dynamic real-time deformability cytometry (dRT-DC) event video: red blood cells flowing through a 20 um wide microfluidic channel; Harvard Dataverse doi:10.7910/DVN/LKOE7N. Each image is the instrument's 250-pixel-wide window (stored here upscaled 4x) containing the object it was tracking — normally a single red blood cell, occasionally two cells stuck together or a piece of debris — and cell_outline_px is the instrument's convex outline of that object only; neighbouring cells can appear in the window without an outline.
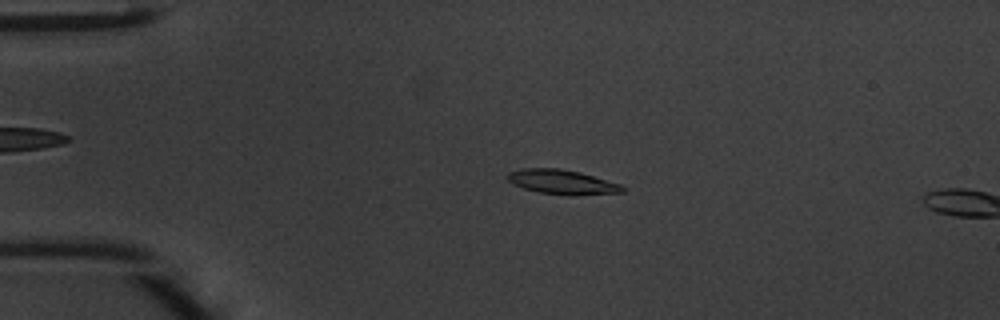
{"species": "common noctule bat (a hibernating species)", "species_latin": "Nyctalus noctula", "temperature_condition": "warm", "stored_images_in_passage": 12, "camera_frame_rate_fps": 3000, "um_per_image_px": 0.085, "animal": {"sex": "male", "body_mass_g": 20.1, "forearm_length_mm": 53.5}, "frame": {"image": 1, "passage_image": 10, "time_ms": 3.0, "image_size_px": [1000, 320], "cell_outline_px": [[624, 192], [572, 196], [568, 196], [540, 192], [524, 188], [512, 184], [504, 176], [508, 172], [520, 168], [560, 168], [580, 172], [620, 184], [624, 188]], "centroid_in_image_um": [47.73, 15.47], "position_along_channel_um": 37.3, "area_um2": 16.59}}